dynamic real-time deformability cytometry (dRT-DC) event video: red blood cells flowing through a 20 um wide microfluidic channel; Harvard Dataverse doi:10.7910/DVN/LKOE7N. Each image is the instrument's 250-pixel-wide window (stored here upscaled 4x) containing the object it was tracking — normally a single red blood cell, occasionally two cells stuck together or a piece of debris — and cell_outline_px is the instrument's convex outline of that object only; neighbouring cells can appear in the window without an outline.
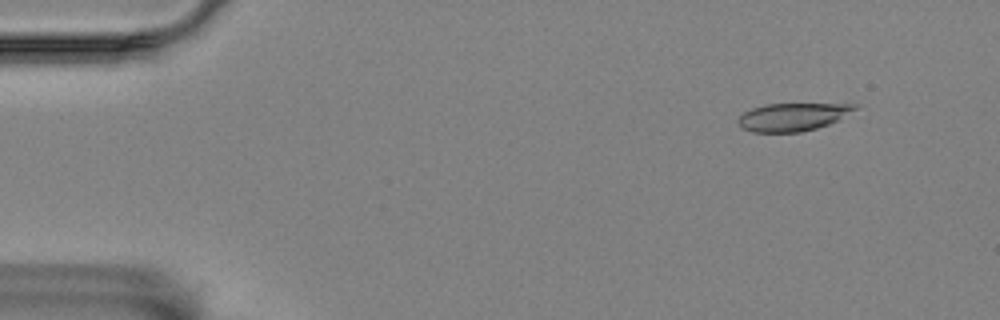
{"species": "Egyptian fruit bat (a non-hibernating species)", "species_latin": "Rousettus aegyptiacus", "temperature_condition": "room temperature", "stored_images_in_passage": 54, "camera_frame_rate_fps": 3000, "um_per_image_px": 0.085, "animal": {"sex": "female"}, "frame": {"image": 1, "passage_image": 6, "time_ms": 1.667, "image_size_px": [1000, 320], "cell_outline_px": [[856, 108], [836, 120], [828, 124], [816, 128], [800, 132], [752, 132], [740, 128], [736, 120], [744, 112], [752, 108], [764, 104], [856, 104]], "centroid_in_image_um": [67.27, 9.94], "position_along_channel_um": 17.7, "area_um2": 18.73}}
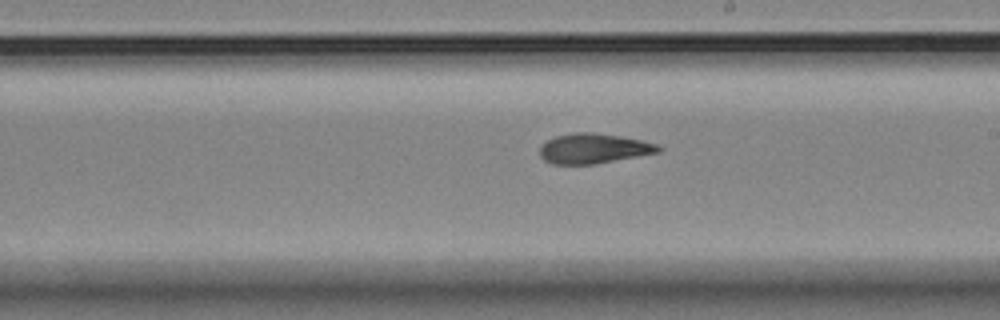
{"frame": {"image": 2, "passage_image": 33, "time_ms": 10.667, "image_size_px": [1000, 320], "cell_outline_px": [[664, 148], [660, 152], [596, 164], [552, 164], [544, 160], [540, 156], [540, 144], [556, 136], [572, 132], [592, 132], [620, 136], [640, 140], [656, 144]], "centroid_in_image_um": [50.44, 12.62], "position_along_channel_um": 238.6, "area_um2": 20.81}}
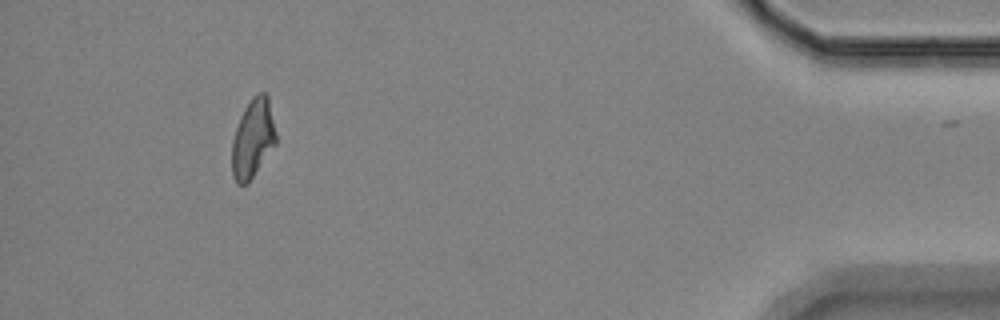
{"frame": {"image": 3, "passage_image": 53, "time_ms": 17.333, "image_size_px": [1000, 320], "cell_outline_px": [[276, 144], [248, 184], [236, 184], [232, 176], [232, 140], [240, 116], [244, 108], [252, 96], [260, 92], [264, 92], [268, 96], [276, 132]], "centroid_in_image_um": [21.49, 11.78], "position_along_channel_um": 413.7, "area_um2": 20.4}, "authors_computed_cell_mechanics": {"area_um2": 20.6635, "velocity_mm_per_s": 3.5255, "shape_relaxation_time_tau1_ms": 10.9605, "shape_relaxation_time_tau2_ms": 3.9894, "deformation_change_tau1": 0.226, "deformation_change_tau2": 0.1223}}